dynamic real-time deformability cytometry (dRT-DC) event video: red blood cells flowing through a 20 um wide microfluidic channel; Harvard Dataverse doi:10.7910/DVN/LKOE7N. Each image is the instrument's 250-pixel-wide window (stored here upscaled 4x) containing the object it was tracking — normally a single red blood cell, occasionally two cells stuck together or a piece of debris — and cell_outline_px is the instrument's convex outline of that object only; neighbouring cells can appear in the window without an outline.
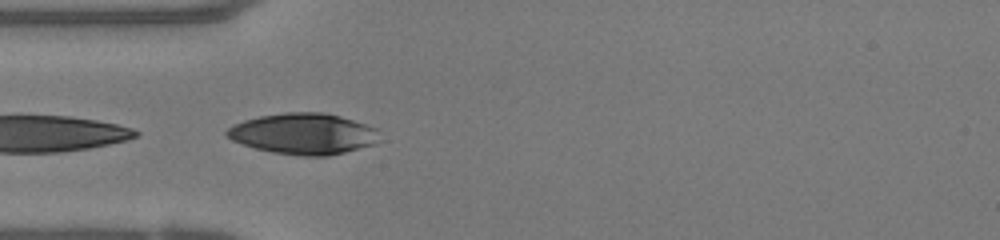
{"species": "human", "species_latin": "Homo sapiens", "temperature_condition": "warm", "stored_images_in_passage": 13, "camera_frame_rate_fps": 3000, "um_per_image_px": 0.085, "donor": {"sex": "female"}, "frame": {"image": 1, "passage_image": 4, "time_ms": 1.0, "image_size_px": [1000, 240], "cell_outline_px": [[376, 144], [328, 156], [300, 156], [272, 152], [256, 148], [232, 140], [224, 132], [228, 128], [244, 120], [260, 116], [284, 112], [324, 112], [340, 116], [376, 128]], "centroid_in_image_um": [25.77, 11.37], "position_along_channel_um": 59.2, "area_um2": 36.13}}
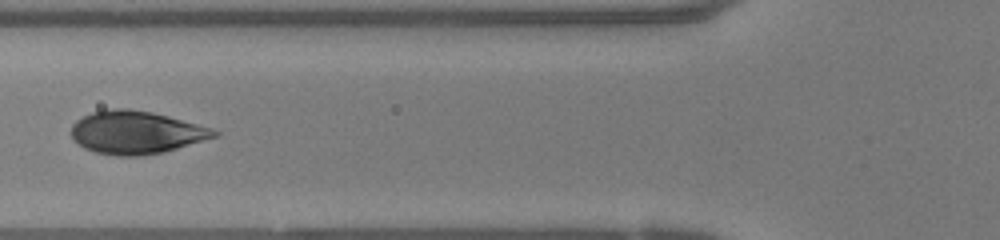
{"frame": {"image": 2, "passage_image": 8, "time_ms": 2.333, "image_size_px": [1000, 240], "cell_outline_px": [[220, 136], [164, 152], [144, 156], [116, 156], [96, 152], [84, 148], [72, 136], [72, 124], [76, 120], [92, 112], [112, 108], [128, 108], [152, 112], [168, 116], [212, 128], [220, 132]], "centroid_in_image_um": [11.61, 11.26], "position_along_channel_um": 114.2, "area_um2": 35.78}}